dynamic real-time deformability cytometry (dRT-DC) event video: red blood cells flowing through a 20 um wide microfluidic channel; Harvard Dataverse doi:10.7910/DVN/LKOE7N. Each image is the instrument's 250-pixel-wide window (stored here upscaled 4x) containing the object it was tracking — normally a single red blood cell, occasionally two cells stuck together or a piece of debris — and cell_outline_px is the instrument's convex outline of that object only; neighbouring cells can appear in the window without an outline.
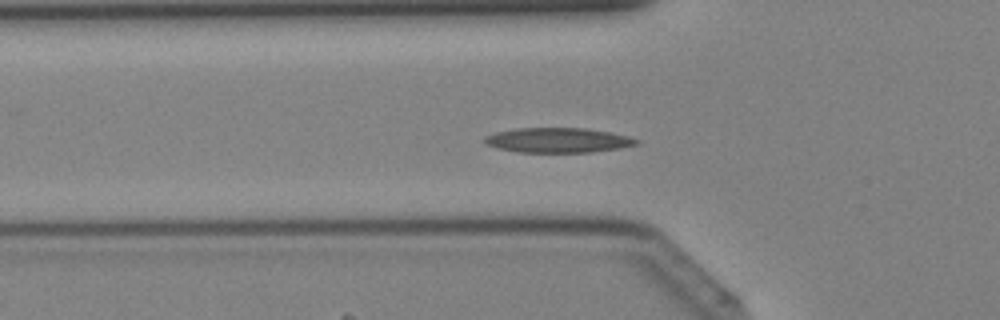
{"species": "Egyptian fruit bat (a non-hibernating species)", "species_latin": "Rousettus aegyptiacus", "temperature_condition": "cold", "stored_images_in_passage": 43, "camera_frame_rate_fps": 3000, "um_per_image_px": 0.085, "animal": {"sex": "female"}, "frame": {"image": 1, "passage_image": 15, "time_ms": 4.667, "image_size_px": [1000, 320], "cell_outline_px": [[640, 144], [592, 152], [520, 152], [496, 148], [484, 144], [484, 136], [496, 132], [516, 128], [588, 128], [628, 136], [640, 140]], "centroid_in_image_um": [47.4, 11.91], "position_along_channel_um": 78.4, "area_um2": 21.96}}
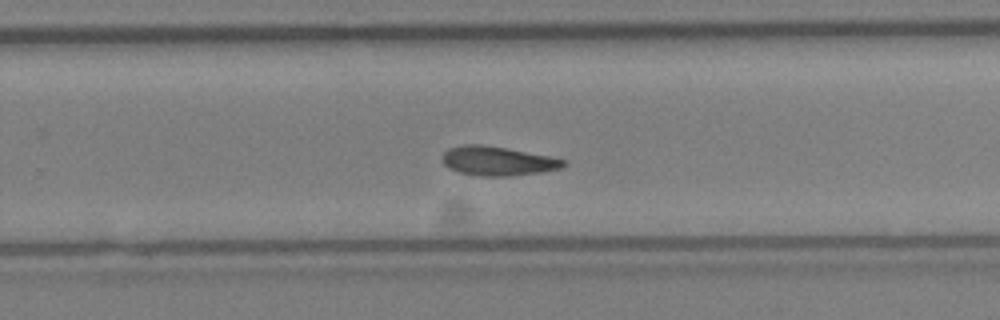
{"frame": {"image": 2, "passage_image": 28, "time_ms": 9.0, "image_size_px": [1000, 320], "cell_outline_px": [[568, 164], [560, 168], [540, 172], [512, 176], [480, 176], [460, 172], [448, 168], [444, 164], [444, 152], [448, 148], [460, 144], [480, 144], [508, 148], [552, 156], [568, 160]], "centroid_in_image_um": [42.35, 13.67], "position_along_channel_um": 287.5, "area_um2": 20.81}}
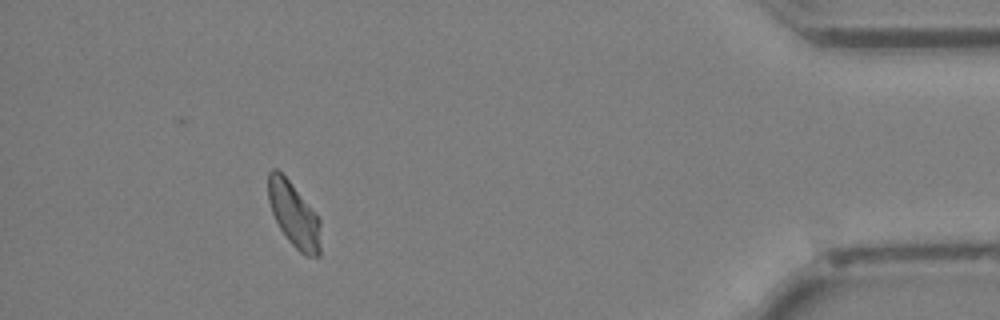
{"frame": {"image": 3, "passage_image": 39, "time_ms": 12.667, "image_size_px": [1000, 320], "cell_outline_px": [[320, 256], [308, 256], [300, 252], [288, 240], [280, 228], [272, 212], [268, 200], [268, 172], [272, 168], [276, 168], [288, 180], [320, 220]], "centroid_in_image_um": [24.96, 18.26], "position_along_channel_um": 410.2, "area_um2": 19.31}}